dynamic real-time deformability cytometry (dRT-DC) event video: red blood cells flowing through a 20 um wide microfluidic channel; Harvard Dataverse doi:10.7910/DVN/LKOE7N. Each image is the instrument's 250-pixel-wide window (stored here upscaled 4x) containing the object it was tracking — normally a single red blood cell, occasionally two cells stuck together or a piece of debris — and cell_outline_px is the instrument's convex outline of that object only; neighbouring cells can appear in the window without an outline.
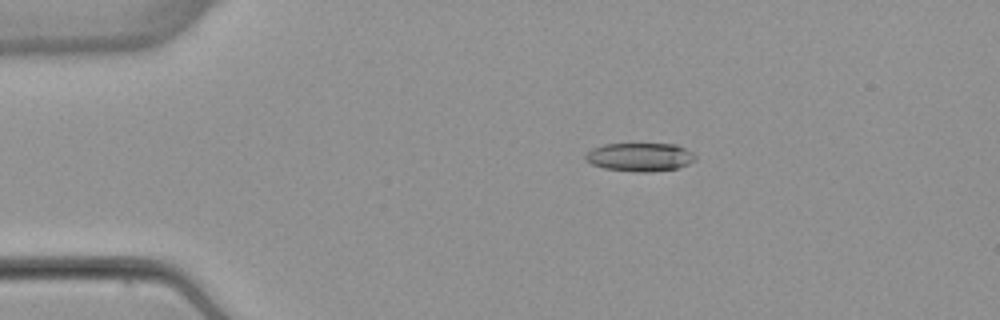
{"species": "common noctule bat (a hibernating species)", "species_latin": "Nyctalus noctula", "temperature_condition": "warm", "stored_images_in_passage": 53, "camera_frame_rate_fps": 3000, "um_per_image_px": 0.085, "animal": {"sex": "female", "body_mass_g": 22.7, "forearm_length_mm": 54.2}, "frame": {"image": 1, "passage_image": 11, "time_ms": 3.333, "image_size_px": [1000, 320], "cell_outline_px": [[696, 160], [680, 168], [652, 172], [636, 172], [604, 168], [592, 164], [584, 160], [584, 156], [592, 148], [604, 144], [676, 144], [692, 152], [696, 156]], "centroid_in_image_um": [54.4, 13.35], "position_along_channel_um": 30.6, "area_um2": 18.38}}
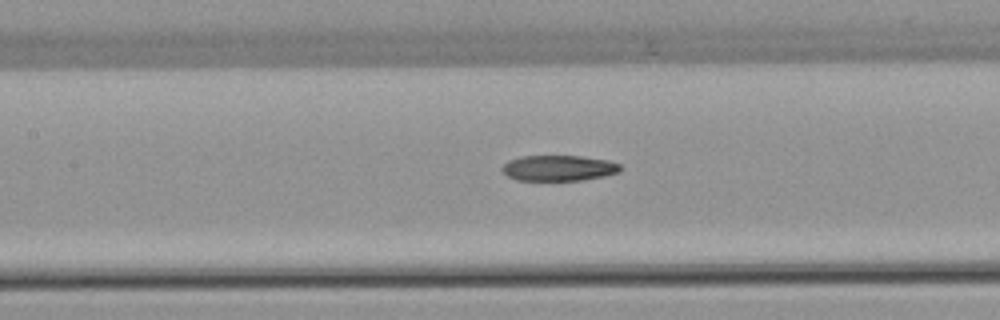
{"frame": {"image": 2, "passage_image": 25, "time_ms": 8.0, "image_size_px": [1000, 320], "cell_outline_px": [[620, 172], [604, 176], [584, 180], [516, 180], [508, 176], [500, 168], [508, 160], [520, 156], [580, 156], [608, 160], [620, 164]], "centroid_in_image_um": [47.48, 14.28], "position_along_channel_um": 159.9, "area_um2": 17.69}}
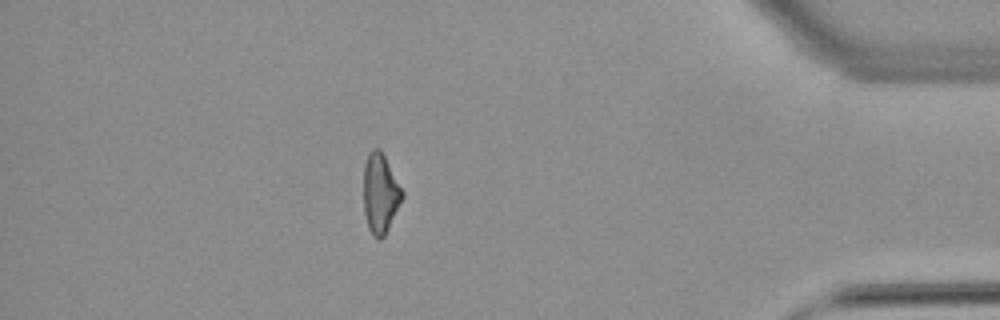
{"frame": {"image": 3, "passage_image": 47, "time_ms": 15.333, "image_size_px": [1000, 320], "cell_outline_px": [[404, 196], [384, 236], [380, 240], [376, 240], [372, 236], [368, 228], [364, 212], [364, 164], [368, 152], [372, 148], [380, 148], [404, 192]], "centroid_in_image_um": [32.31, 16.44], "position_along_channel_um": 402.9, "area_um2": 18.03}, "authors_computed_cell_mechanics": {"area_um2": 18.4382, "velocity_mm_per_s": 3.912, "shape_relaxation_time_tau1_ms": null, "shape_relaxation_time_tau2_ms": 6.3649, "deformation_change_tau1": null, "deformation_change_tau2": 0.1776}}